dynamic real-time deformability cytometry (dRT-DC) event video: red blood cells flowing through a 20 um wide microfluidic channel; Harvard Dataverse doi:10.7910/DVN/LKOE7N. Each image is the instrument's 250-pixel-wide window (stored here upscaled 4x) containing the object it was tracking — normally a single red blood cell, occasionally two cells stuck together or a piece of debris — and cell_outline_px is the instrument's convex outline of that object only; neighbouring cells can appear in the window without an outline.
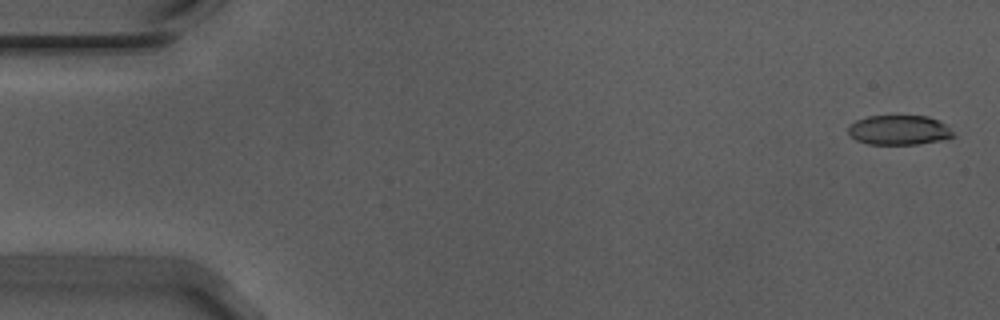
{"species": "Egyptian fruit bat (a non-hibernating species)", "species_latin": "Rousettus aegyptiacus", "temperature_condition": "warm", "stored_images_in_passage": 55, "camera_frame_rate_fps": 3000, "um_per_image_px": 0.085, "animal": {"sex": "male"}, "frame": {"image": 1, "passage_image": 2, "time_ms": 0.333, "image_size_px": [1000, 320], "cell_outline_px": [[956, 136], [940, 140], [920, 144], [868, 144], [856, 140], [848, 136], [848, 128], [856, 120], [868, 116], [928, 116], [944, 124]], "centroid_in_image_um": [76.38, 11.06], "position_along_channel_um": 8.6, "area_um2": 18.03}}
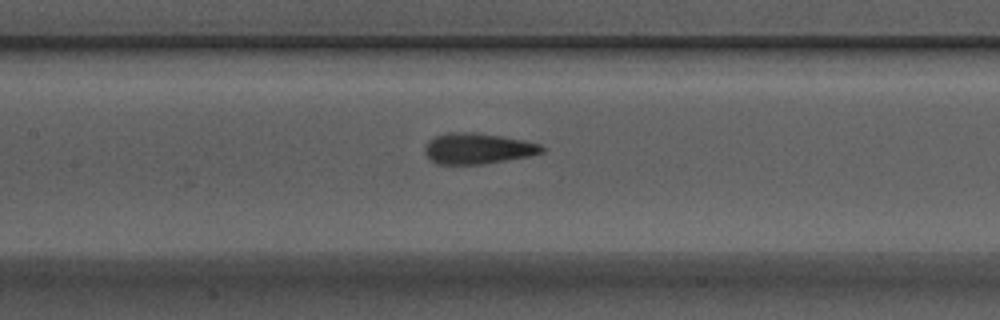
{"frame": {"image": 2, "passage_image": 26, "time_ms": 8.333, "image_size_px": [1000, 320], "cell_outline_px": [[544, 152], [528, 156], [484, 164], [436, 164], [424, 152], [424, 148], [428, 140], [436, 136], [448, 132], [472, 132], [500, 136], [524, 140], [540, 144], [544, 148]], "centroid_in_image_um": [40.59, 12.62], "position_along_channel_um": 166.8, "area_um2": 20.92}}
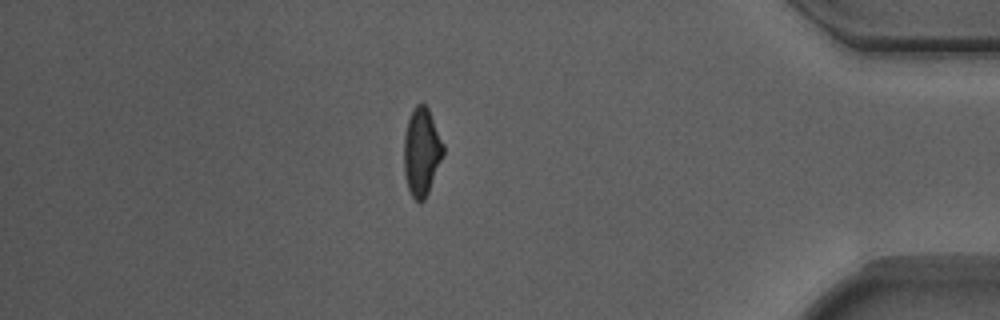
{"frame": {"image": 3, "passage_image": 48, "time_ms": 15.667, "image_size_px": [1000, 320], "cell_outline_px": [[444, 152], [428, 192], [424, 200], [420, 204], [412, 196], [408, 188], [404, 172], [404, 136], [408, 120], [416, 104], [424, 104], [428, 108], [444, 144]], "centroid_in_image_um": [35.83, 12.91], "position_along_channel_um": 399.4, "area_um2": 19.88}, "authors_computed_cell_mechanics": {"area_um2": 20.23, "velocity_mm_per_s": 3.7274, "shape_relaxation_time_tau1_ms": 5.7674, "shape_relaxation_time_tau2_ms": 1.2845, "deformation_change_tau1": 0.1762, "deformation_change_tau2": 0.0823}}